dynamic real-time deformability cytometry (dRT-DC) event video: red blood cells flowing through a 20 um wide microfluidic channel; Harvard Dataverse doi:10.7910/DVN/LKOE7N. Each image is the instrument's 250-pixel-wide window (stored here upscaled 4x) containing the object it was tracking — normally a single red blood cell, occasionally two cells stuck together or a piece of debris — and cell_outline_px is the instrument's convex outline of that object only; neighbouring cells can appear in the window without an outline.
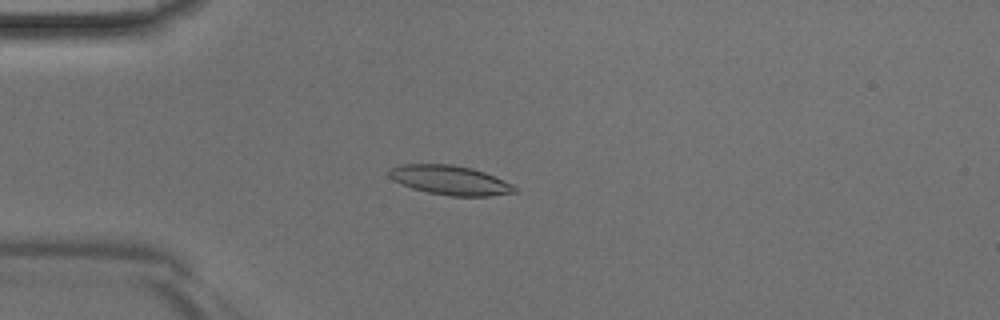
{"species": "Egyptian fruit bat (a non-hibernating species)", "species_latin": "Rousettus aegyptiacus", "temperature_condition": "room temperature", "stored_images_in_passage": 34, "camera_frame_rate_fps": 3000, "um_per_image_px": 0.085, "animal": {"sex": "male"}, "frame": {"image": 1, "passage_image": 1, "time_ms": 0.0, "image_size_px": [1000, 320], "cell_outline_px": [[516, 192], [488, 196], [448, 196], [428, 192], [412, 188], [392, 180], [388, 176], [388, 172], [392, 168], [404, 164], [452, 164], [472, 168], [484, 172], [504, 180], [512, 184], [516, 188]], "centroid_in_image_um": [38.25, 15.31], "position_along_channel_um": 46.8, "area_um2": 21.39}}
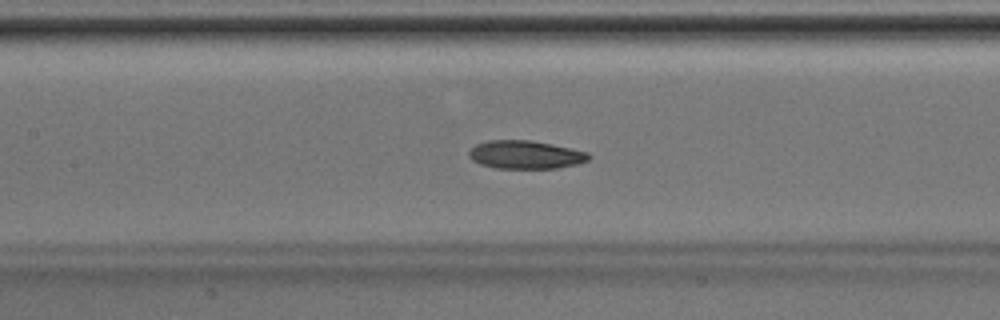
{"frame": {"image": 2, "passage_image": 10, "time_ms": 3.0, "image_size_px": [1000, 320], "cell_outline_px": [[592, 156], [588, 160], [576, 164], [556, 168], [496, 168], [480, 164], [472, 160], [468, 156], [468, 152], [476, 144], [488, 140], [532, 140], [552, 144], [588, 152]], "centroid_in_image_um": [44.65, 13.14], "position_along_channel_um": 162.7, "area_um2": 19.71}}
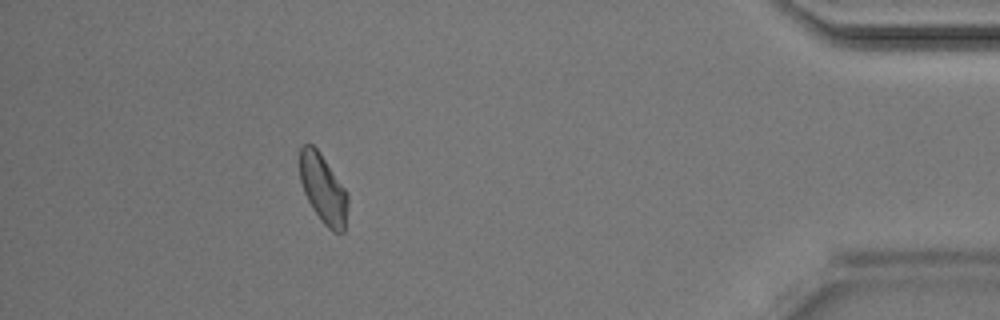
{"frame": {"image": 3, "passage_image": 30, "time_ms": 9.667, "image_size_px": [1000, 320], "cell_outline_px": [[348, 204], [344, 232], [332, 232], [320, 220], [312, 208], [304, 192], [300, 180], [300, 148], [304, 144], [312, 144], [320, 152], [344, 188], [348, 196]], "centroid_in_image_um": [27.46, 16.07], "position_along_channel_um": 407.7, "area_um2": 19.19}}